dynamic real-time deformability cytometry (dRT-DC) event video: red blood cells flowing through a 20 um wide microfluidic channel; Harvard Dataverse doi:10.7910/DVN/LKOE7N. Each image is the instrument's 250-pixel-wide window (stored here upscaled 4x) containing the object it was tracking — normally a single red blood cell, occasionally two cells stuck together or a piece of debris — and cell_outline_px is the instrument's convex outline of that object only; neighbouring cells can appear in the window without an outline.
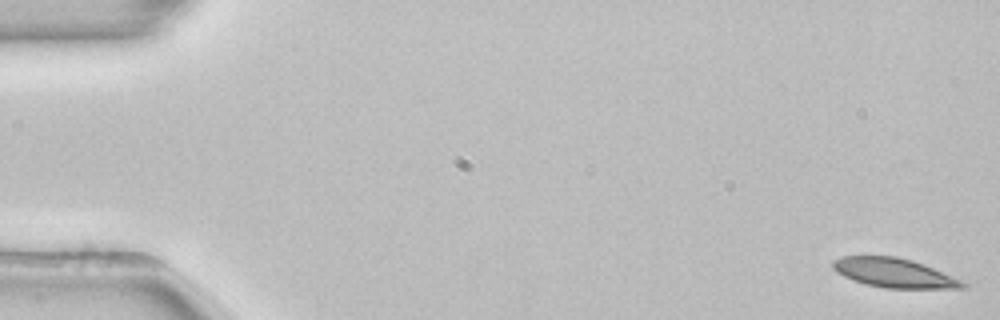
{"species": "common noctule bat (a hibernating species)", "species_latin": "Nyctalus noctula", "temperature_condition": "room temperature", "stored_images_in_passage": 53, "camera_frame_rate_fps": 3000, "um_per_image_px": 0.085, "animal": {"sex": "female", "body_mass_g": 22.7, "forearm_length_mm": 54.2}, "frame": {"image": 1, "passage_image": 1, "time_ms": 0.0, "image_size_px": [1000, 320], "cell_outline_px": [[968, 288], [884, 288], [864, 284], [852, 280], [836, 272], [832, 268], [832, 260], [844, 256], [896, 256], [912, 260], [924, 264], [960, 280], [968, 284]], "centroid_in_image_um": [75.96, 23.19], "position_along_channel_um": 9.0, "area_um2": 22.14}}
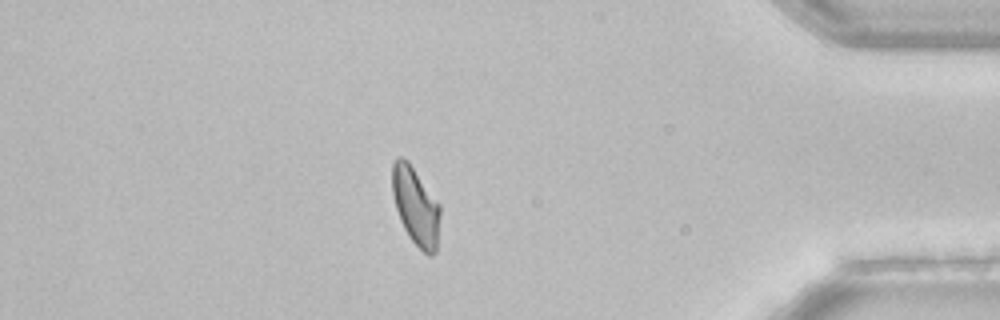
{"frame": {"image": 2, "passage_image": 46, "time_ms": 15.0, "image_size_px": [1000, 320], "cell_outline_px": [[440, 216], [436, 252], [432, 256], [428, 256], [408, 236], [400, 220], [396, 208], [392, 192], [392, 164], [396, 156], [404, 156], [408, 160], [440, 204]], "centroid_in_image_um": [35.33, 17.49], "position_along_channel_um": 399.9, "area_um2": 21.91}}
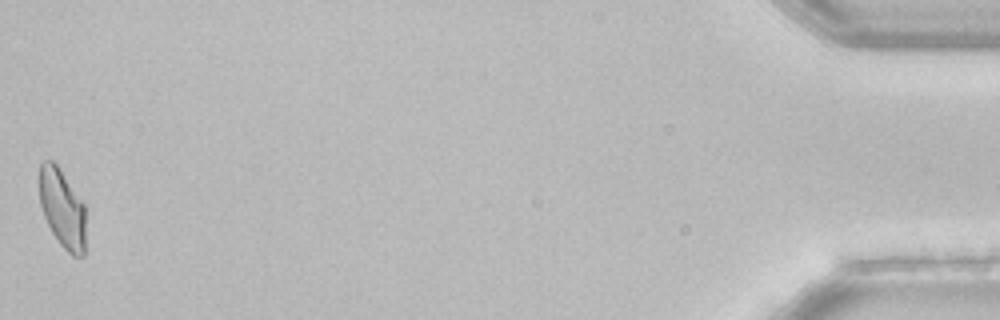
{"frame": {"image": 3, "passage_image": 53, "time_ms": 17.333, "image_size_px": [1000, 320], "cell_outline_px": [[84, 256], [72, 256], [60, 244], [52, 232], [44, 216], [40, 204], [40, 164], [44, 160], [52, 160], [56, 164], [84, 204]], "centroid_in_image_um": [5.28, 17.73], "position_along_channel_um": 429.9, "area_um2": 20.81}}